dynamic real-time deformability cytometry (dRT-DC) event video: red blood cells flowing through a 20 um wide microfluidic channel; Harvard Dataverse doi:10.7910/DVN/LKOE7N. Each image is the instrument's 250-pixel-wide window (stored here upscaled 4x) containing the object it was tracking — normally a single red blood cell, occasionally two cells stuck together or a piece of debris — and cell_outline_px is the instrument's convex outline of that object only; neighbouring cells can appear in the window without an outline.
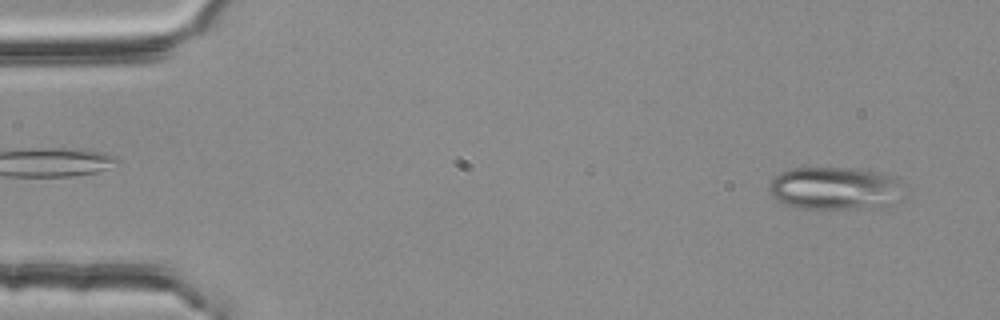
{"species": "common noctule bat (a hibernating species)", "species_latin": "Nyctalus noctula", "temperature_condition": "room temperature", "stored_images_in_passage": 54, "camera_frame_rate_fps": 3000, "um_per_image_px": 0.085, "animal": {"sex": "female", "body_mass_g": 25.1}, "frame": {"image": 1, "passage_image": 3, "time_ms": 0.667, "image_size_px": [1000, 320], "cell_outline_px": [[900, 180], [892, 204], [884, 208], [800, 208], [784, 204], [772, 196], [768, 188], [768, 184], [780, 172], [792, 168], [856, 168], [892, 176]], "centroid_in_image_um": [70.87, 16.01], "position_along_channel_um": 14.1, "area_um2": 33.06}}
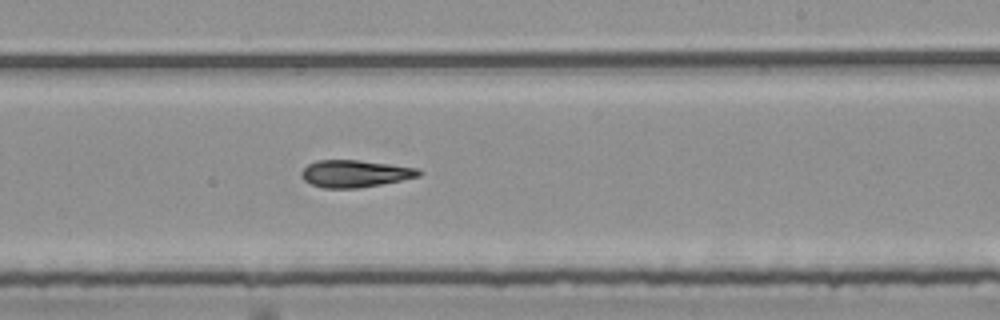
{"frame": {"image": 2, "passage_image": 32, "time_ms": 10.333, "image_size_px": [1000, 320], "cell_outline_px": [[424, 172], [420, 176], [380, 184], [356, 188], [324, 188], [312, 184], [304, 180], [300, 176], [300, 172], [308, 164], [316, 160], [356, 160], [392, 164], [420, 168]], "centroid_in_image_um": [30.19, 14.75], "position_along_channel_um": 258.8, "area_um2": 18.61}}
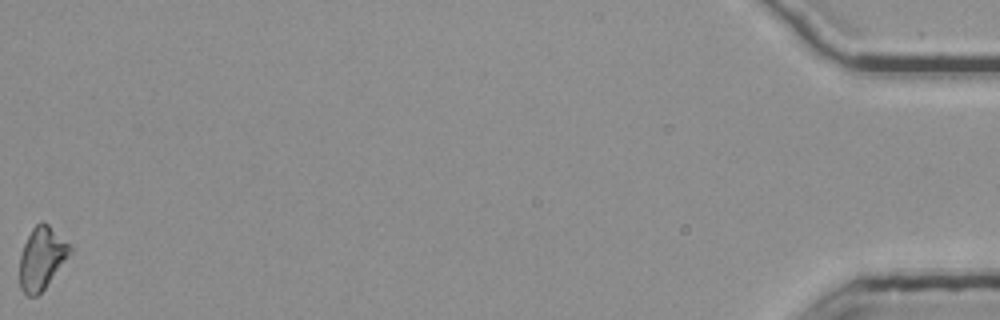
{"frame": {"image": 3, "passage_image": 54, "time_ms": 17.667, "image_size_px": [1000, 320], "cell_outline_px": [[72, 252], [44, 288], [36, 296], [28, 296], [20, 288], [20, 256], [24, 244], [32, 228], [40, 220], [48, 224], [72, 248]], "centroid_in_image_um": [3.53, 21.94], "position_along_channel_um": 431.7, "area_um2": 17.92}, "authors_computed_cell_mechanics": {"area_um2": 18.6405, "velocity_mm_per_s": 3.7484, "shape_relaxation_time_tau1_ms": 6.4067, "shape_relaxation_time_tau2_ms": 7.5831, "deformation_change_tau1": 0.165, "deformation_change_tau2": 0.1819}}